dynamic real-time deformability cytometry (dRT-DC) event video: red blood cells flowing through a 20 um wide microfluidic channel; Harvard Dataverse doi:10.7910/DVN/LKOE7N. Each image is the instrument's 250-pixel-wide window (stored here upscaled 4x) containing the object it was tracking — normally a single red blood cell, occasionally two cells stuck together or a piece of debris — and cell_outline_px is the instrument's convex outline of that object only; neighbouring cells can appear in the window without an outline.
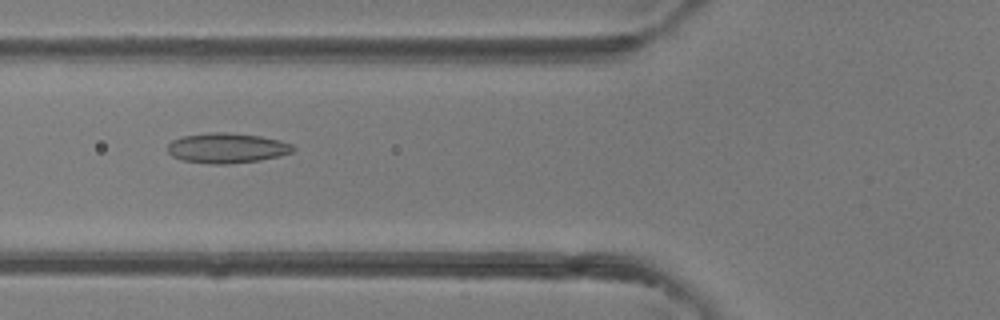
{"species": "common noctule bat (a hibernating species)", "species_latin": "Nyctalus noctula", "temperature_condition": "room temperature", "stored_images_in_passage": 6, "camera_frame_rate_fps": 3000, "um_per_image_px": 0.085, "animal": {"sex": "female"}, "frame": {"image": 1, "passage_image": 5, "time_ms": 5.333, "image_size_px": [1000, 320], "cell_outline_px": [[296, 148], [292, 152], [280, 156], [260, 160], [228, 164], [212, 164], [184, 160], [172, 156], [168, 152], [168, 144], [172, 140], [184, 136], [208, 132], [224, 132], [260, 136], [280, 140], [292, 144]], "centroid_in_image_um": [19.31, 12.58], "position_along_channel_um": 106.5, "area_um2": 21.96}}
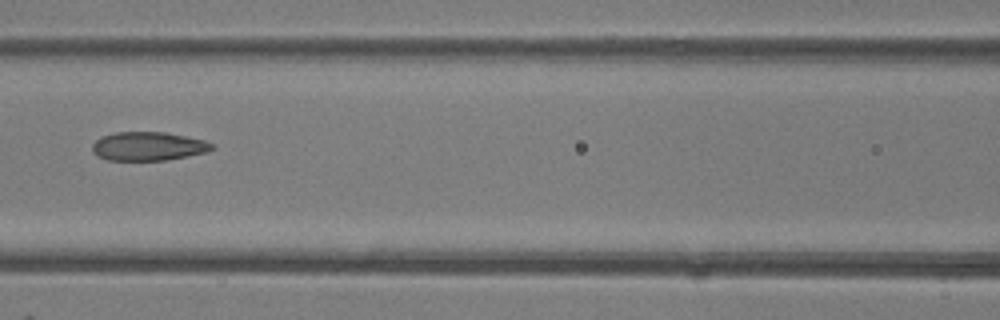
{"frame": {"image": 2, "passage_image": 6, "time_ms": 6.333, "image_size_px": [1000, 320], "cell_outline_px": [[216, 148], [208, 152], [168, 160], [108, 160], [96, 156], [92, 152], [92, 144], [100, 136], [116, 132], [164, 132], [204, 140], [216, 144]], "centroid_in_image_um": [12.61, 12.43], "position_along_channel_um": 154.0, "area_um2": 20.29}}